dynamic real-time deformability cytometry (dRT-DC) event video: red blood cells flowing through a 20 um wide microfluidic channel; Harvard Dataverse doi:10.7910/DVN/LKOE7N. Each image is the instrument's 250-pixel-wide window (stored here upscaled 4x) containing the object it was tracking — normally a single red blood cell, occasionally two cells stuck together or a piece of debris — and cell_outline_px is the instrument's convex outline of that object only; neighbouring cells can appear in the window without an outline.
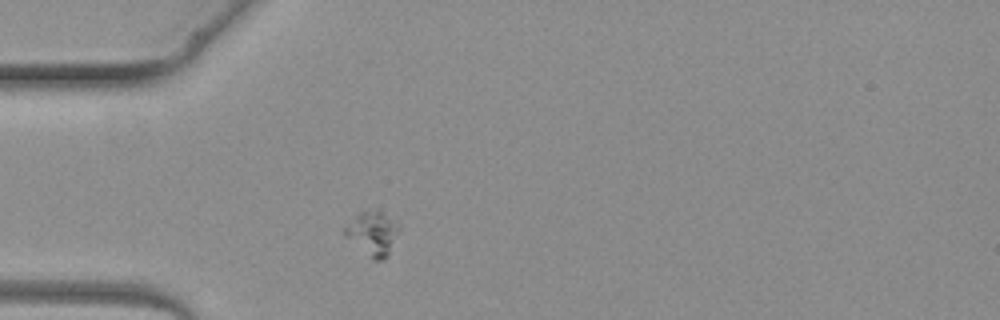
{"species": "common noctule bat (a hibernating species)", "species_latin": "Nyctalus noctula", "temperature_condition": "warm", "stored_images_in_passage": 1, "camera_frame_rate_fps": 3000, "um_per_image_px": 0.085, "animal": {"sex": "female", "body_mass_g": 19.3, "forearm_length_mm": 54.1}, "frame": {"image": 1, "passage_image": 1, "time_ms": 0.0, "image_size_px": [1000, 320], "cell_outline_px": [[400, 228], [388, 256], [384, 260], [372, 260], [344, 236], [344, 228], [364, 208], [380, 212], [400, 224]], "centroid_in_image_um": [31.68, 19.86], "position_along_channel_um": 53.3, "area_um2": 13.87}}